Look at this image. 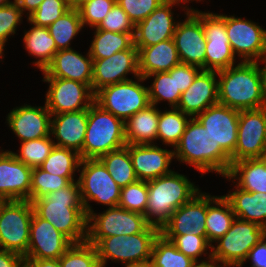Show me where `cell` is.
<instances>
[{"label":"cell","instance_id":"obj_1","mask_svg":"<svg viewBox=\"0 0 266 267\" xmlns=\"http://www.w3.org/2000/svg\"><path fill=\"white\" fill-rule=\"evenodd\" d=\"M30 202L38 217L50 222L72 243L86 241L87 215L82 204L78 181H73L65 188Z\"/></svg>","mask_w":266,"mask_h":267},{"label":"cell","instance_id":"obj_2","mask_svg":"<svg viewBox=\"0 0 266 267\" xmlns=\"http://www.w3.org/2000/svg\"><path fill=\"white\" fill-rule=\"evenodd\" d=\"M259 62H242L217 71L218 101L238 111L266 107Z\"/></svg>","mask_w":266,"mask_h":267},{"label":"cell","instance_id":"obj_3","mask_svg":"<svg viewBox=\"0 0 266 267\" xmlns=\"http://www.w3.org/2000/svg\"><path fill=\"white\" fill-rule=\"evenodd\" d=\"M173 153L178 161L193 166L202 175L214 171L224 177L231 167L230 156L220 145H216L213 138L196 118H191L188 122Z\"/></svg>","mask_w":266,"mask_h":267},{"label":"cell","instance_id":"obj_4","mask_svg":"<svg viewBox=\"0 0 266 267\" xmlns=\"http://www.w3.org/2000/svg\"><path fill=\"white\" fill-rule=\"evenodd\" d=\"M147 186L148 201L144 216L150 225L159 229L177 208L189 202L200 192L186 176L174 171L147 181Z\"/></svg>","mask_w":266,"mask_h":267},{"label":"cell","instance_id":"obj_5","mask_svg":"<svg viewBox=\"0 0 266 267\" xmlns=\"http://www.w3.org/2000/svg\"><path fill=\"white\" fill-rule=\"evenodd\" d=\"M160 229L149 225L143 232L133 235L111 237H87L86 241L96 247L101 267L107 260H115L125 265L149 262L152 246Z\"/></svg>","mask_w":266,"mask_h":267},{"label":"cell","instance_id":"obj_6","mask_svg":"<svg viewBox=\"0 0 266 267\" xmlns=\"http://www.w3.org/2000/svg\"><path fill=\"white\" fill-rule=\"evenodd\" d=\"M127 145L124 121L95 102L88 108V122L81 159H99Z\"/></svg>","mask_w":266,"mask_h":267},{"label":"cell","instance_id":"obj_7","mask_svg":"<svg viewBox=\"0 0 266 267\" xmlns=\"http://www.w3.org/2000/svg\"><path fill=\"white\" fill-rule=\"evenodd\" d=\"M264 236L263 227L236 217L225 235L215 241L217 246L212 245V261L221 267H242L250 250Z\"/></svg>","mask_w":266,"mask_h":267},{"label":"cell","instance_id":"obj_8","mask_svg":"<svg viewBox=\"0 0 266 267\" xmlns=\"http://www.w3.org/2000/svg\"><path fill=\"white\" fill-rule=\"evenodd\" d=\"M79 168L77 181L87 217L93 212L89 200L108 207L118 206L121 188L99 159H82Z\"/></svg>","mask_w":266,"mask_h":267},{"label":"cell","instance_id":"obj_9","mask_svg":"<svg viewBox=\"0 0 266 267\" xmlns=\"http://www.w3.org/2000/svg\"><path fill=\"white\" fill-rule=\"evenodd\" d=\"M146 79H132L108 85L95 93L94 102L124 122L138 111L150 105L148 87L140 84Z\"/></svg>","mask_w":266,"mask_h":267},{"label":"cell","instance_id":"obj_10","mask_svg":"<svg viewBox=\"0 0 266 267\" xmlns=\"http://www.w3.org/2000/svg\"><path fill=\"white\" fill-rule=\"evenodd\" d=\"M33 206L29 200H8L0 208V249L26 257Z\"/></svg>","mask_w":266,"mask_h":267},{"label":"cell","instance_id":"obj_11","mask_svg":"<svg viewBox=\"0 0 266 267\" xmlns=\"http://www.w3.org/2000/svg\"><path fill=\"white\" fill-rule=\"evenodd\" d=\"M186 14H194L202 23L205 36V70L219 71L234 66L235 54L226 33V15L185 8Z\"/></svg>","mask_w":266,"mask_h":267},{"label":"cell","instance_id":"obj_12","mask_svg":"<svg viewBox=\"0 0 266 267\" xmlns=\"http://www.w3.org/2000/svg\"><path fill=\"white\" fill-rule=\"evenodd\" d=\"M150 224L143 214L109 207L101 214L94 211L87 217V237H111L143 232Z\"/></svg>","mask_w":266,"mask_h":267},{"label":"cell","instance_id":"obj_13","mask_svg":"<svg viewBox=\"0 0 266 267\" xmlns=\"http://www.w3.org/2000/svg\"><path fill=\"white\" fill-rule=\"evenodd\" d=\"M226 33L233 53L242 62H258L266 57V30L253 21L226 15Z\"/></svg>","mask_w":266,"mask_h":267},{"label":"cell","instance_id":"obj_14","mask_svg":"<svg viewBox=\"0 0 266 267\" xmlns=\"http://www.w3.org/2000/svg\"><path fill=\"white\" fill-rule=\"evenodd\" d=\"M43 79L50 83L45 104L51 115L86 110L94 103L95 94L87 84L65 78Z\"/></svg>","mask_w":266,"mask_h":267},{"label":"cell","instance_id":"obj_15","mask_svg":"<svg viewBox=\"0 0 266 267\" xmlns=\"http://www.w3.org/2000/svg\"><path fill=\"white\" fill-rule=\"evenodd\" d=\"M266 151V107L241 110L234 162L264 158Z\"/></svg>","mask_w":266,"mask_h":267},{"label":"cell","instance_id":"obj_16","mask_svg":"<svg viewBox=\"0 0 266 267\" xmlns=\"http://www.w3.org/2000/svg\"><path fill=\"white\" fill-rule=\"evenodd\" d=\"M240 111L217 103L209 106L195 118L234 162V151L237 145V132Z\"/></svg>","mask_w":266,"mask_h":267},{"label":"cell","instance_id":"obj_17","mask_svg":"<svg viewBox=\"0 0 266 267\" xmlns=\"http://www.w3.org/2000/svg\"><path fill=\"white\" fill-rule=\"evenodd\" d=\"M128 73L135 75V79L140 76L138 49L134 44L129 49L114 53L110 57L93 60V93L108 85L130 80L126 77Z\"/></svg>","mask_w":266,"mask_h":267},{"label":"cell","instance_id":"obj_18","mask_svg":"<svg viewBox=\"0 0 266 267\" xmlns=\"http://www.w3.org/2000/svg\"><path fill=\"white\" fill-rule=\"evenodd\" d=\"M72 244L50 222L33 213L25 259H59Z\"/></svg>","mask_w":266,"mask_h":267},{"label":"cell","instance_id":"obj_19","mask_svg":"<svg viewBox=\"0 0 266 267\" xmlns=\"http://www.w3.org/2000/svg\"><path fill=\"white\" fill-rule=\"evenodd\" d=\"M207 193H197L189 202L177 208L160 229L162 235L191 233L206 238Z\"/></svg>","mask_w":266,"mask_h":267},{"label":"cell","instance_id":"obj_20","mask_svg":"<svg viewBox=\"0 0 266 267\" xmlns=\"http://www.w3.org/2000/svg\"><path fill=\"white\" fill-rule=\"evenodd\" d=\"M186 17L178 22L173 36L180 62L205 70L206 36L202 23L194 14Z\"/></svg>","mask_w":266,"mask_h":267},{"label":"cell","instance_id":"obj_21","mask_svg":"<svg viewBox=\"0 0 266 267\" xmlns=\"http://www.w3.org/2000/svg\"><path fill=\"white\" fill-rule=\"evenodd\" d=\"M31 167L19 161L12 151L0 152V196L8 200H30Z\"/></svg>","mask_w":266,"mask_h":267},{"label":"cell","instance_id":"obj_22","mask_svg":"<svg viewBox=\"0 0 266 267\" xmlns=\"http://www.w3.org/2000/svg\"><path fill=\"white\" fill-rule=\"evenodd\" d=\"M7 124L21 142L50 136L51 112L45 104L41 106L23 105L8 113Z\"/></svg>","mask_w":266,"mask_h":267},{"label":"cell","instance_id":"obj_23","mask_svg":"<svg viewBox=\"0 0 266 267\" xmlns=\"http://www.w3.org/2000/svg\"><path fill=\"white\" fill-rule=\"evenodd\" d=\"M134 172L138 180L150 181L172 172L170 163L173 150L162 149L155 144H127Z\"/></svg>","mask_w":266,"mask_h":267},{"label":"cell","instance_id":"obj_24","mask_svg":"<svg viewBox=\"0 0 266 267\" xmlns=\"http://www.w3.org/2000/svg\"><path fill=\"white\" fill-rule=\"evenodd\" d=\"M217 71L201 70L192 85L181 93L177 109L195 118L209 106L219 103Z\"/></svg>","mask_w":266,"mask_h":267},{"label":"cell","instance_id":"obj_25","mask_svg":"<svg viewBox=\"0 0 266 267\" xmlns=\"http://www.w3.org/2000/svg\"><path fill=\"white\" fill-rule=\"evenodd\" d=\"M44 78H65L87 84L92 89L93 60L74 49L58 50L43 71Z\"/></svg>","mask_w":266,"mask_h":267},{"label":"cell","instance_id":"obj_26","mask_svg":"<svg viewBox=\"0 0 266 267\" xmlns=\"http://www.w3.org/2000/svg\"><path fill=\"white\" fill-rule=\"evenodd\" d=\"M173 6L161 4L147 18L135 25L134 45L149 47L173 39L178 22L174 21Z\"/></svg>","mask_w":266,"mask_h":267},{"label":"cell","instance_id":"obj_27","mask_svg":"<svg viewBox=\"0 0 266 267\" xmlns=\"http://www.w3.org/2000/svg\"><path fill=\"white\" fill-rule=\"evenodd\" d=\"M87 122L88 109L51 115L50 134L57 139L55 146L80 153L83 148Z\"/></svg>","mask_w":266,"mask_h":267},{"label":"cell","instance_id":"obj_28","mask_svg":"<svg viewBox=\"0 0 266 267\" xmlns=\"http://www.w3.org/2000/svg\"><path fill=\"white\" fill-rule=\"evenodd\" d=\"M138 49L139 75L145 78L152 73L168 72L180 63L174 39Z\"/></svg>","mask_w":266,"mask_h":267},{"label":"cell","instance_id":"obj_29","mask_svg":"<svg viewBox=\"0 0 266 267\" xmlns=\"http://www.w3.org/2000/svg\"><path fill=\"white\" fill-rule=\"evenodd\" d=\"M159 113V109L150 104L128 118L124 122L127 144H154L157 139Z\"/></svg>","mask_w":266,"mask_h":267},{"label":"cell","instance_id":"obj_30","mask_svg":"<svg viewBox=\"0 0 266 267\" xmlns=\"http://www.w3.org/2000/svg\"><path fill=\"white\" fill-rule=\"evenodd\" d=\"M229 193L224 197L230 202L235 216L266 230V193L246 192L238 187Z\"/></svg>","mask_w":266,"mask_h":267},{"label":"cell","instance_id":"obj_31","mask_svg":"<svg viewBox=\"0 0 266 267\" xmlns=\"http://www.w3.org/2000/svg\"><path fill=\"white\" fill-rule=\"evenodd\" d=\"M227 179L237 180V187L246 192L266 193V160L244 159L231 164Z\"/></svg>","mask_w":266,"mask_h":267},{"label":"cell","instance_id":"obj_32","mask_svg":"<svg viewBox=\"0 0 266 267\" xmlns=\"http://www.w3.org/2000/svg\"><path fill=\"white\" fill-rule=\"evenodd\" d=\"M235 218L231 204L224 196L207 194L206 239L211 245L225 235Z\"/></svg>","mask_w":266,"mask_h":267},{"label":"cell","instance_id":"obj_33","mask_svg":"<svg viewBox=\"0 0 266 267\" xmlns=\"http://www.w3.org/2000/svg\"><path fill=\"white\" fill-rule=\"evenodd\" d=\"M30 24L32 28L24 33L25 49L30 55L39 58L33 64L43 72L58 49L48 27L37 26L31 22Z\"/></svg>","mask_w":266,"mask_h":267},{"label":"cell","instance_id":"obj_34","mask_svg":"<svg viewBox=\"0 0 266 267\" xmlns=\"http://www.w3.org/2000/svg\"><path fill=\"white\" fill-rule=\"evenodd\" d=\"M89 48L92 60L104 59L114 53L129 49L134 44L135 33H117L95 29Z\"/></svg>","mask_w":266,"mask_h":267},{"label":"cell","instance_id":"obj_35","mask_svg":"<svg viewBox=\"0 0 266 267\" xmlns=\"http://www.w3.org/2000/svg\"><path fill=\"white\" fill-rule=\"evenodd\" d=\"M99 160L120 188L126 187L128 184L138 180L126 146L110 151L108 154L101 156Z\"/></svg>","mask_w":266,"mask_h":267},{"label":"cell","instance_id":"obj_36","mask_svg":"<svg viewBox=\"0 0 266 267\" xmlns=\"http://www.w3.org/2000/svg\"><path fill=\"white\" fill-rule=\"evenodd\" d=\"M192 117L180 109L172 107L171 110L160 111L158 120L157 140L165 145L175 146L179 143L186 126Z\"/></svg>","mask_w":266,"mask_h":267},{"label":"cell","instance_id":"obj_37","mask_svg":"<svg viewBox=\"0 0 266 267\" xmlns=\"http://www.w3.org/2000/svg\"><path fill=\"white\" fill-rule=\"evenodd\" d=\"M150 262L152 267H191L195 263L160 233L154 240Z\"/></svg>","mask_w":266,"mask_h":267},{"label":"cell","instance_id":"obj_38","mask_svg":"<svg viewBox=\"0 0 266 267\" xmlns=\"http://www.w3.org/2000/svg\"><path fill=\"white\" fill-rule=\"evenodd\" d=\"M83 28L79 11L70 8L48 26L58 50L70 49V42Z\"/></svg>","mask_w":266,"mask_h":267},{"label":"cell","instance_id":"obj_39","mask_svg":"<svg viewBox=\"0 0 266 267\" xmlns=\"http://www.w3.org/2000/svg\"><path fill=\"white\" fill-rule=\"evenodd\" d=\"M80 154L72 149L55 146L39 166L42 170L61 177H74L81 162Z\"/></svg>","mask_w":266,"mask_h":267},{"label":"cell","instance_id":"obj_40","mask_svg":"<svg viewBox=\"0 0 266 267\" xmlns=\"http://www.w3.org/2000/svg\"><path fill=\"white\" fill-rule=\"evenodd\" d=\"M154 77L151 86L148 87L150 104L157 105L161 101H168L170 107H177L181 92L177 90L176 74L169 72L152 73L145 79Z\"/></svg>","mask_w":266,"mask_h":267},{"label":"cell","instance_id":"obj_41","mask_svg":"<svg viewBox=\"0 0 266 267\" xmlns=\"http://www.w3.org/2000/svg\"><path fill=\"white\" fill-rule=\"evenodd\" d=\"M73 181H75L74 177H61L35 167L32 169L29 201L44 198L49 193L65 188Z\"/></svg>","mask_w":266,"mask_h":267},{"label":"cell","instance_id":"obj_42","mask_svg":"<svg viewBox=\"0 0 266 267\" xmlns=\"http://www.w3.org/2000/svg\"><path fill=\"white\" fill-rule=\"evenodd\" d=\"M51 136L21 142L20 154L12 153L25 165L31 168L39 167L55 147V141Z\"/></svg>","mask_w":266,"mask_h":267},{"label":"cell","instance_id":"obj_43","mask_svg":"<svg viewBox=\"0 0 266 267\" xmlns=\"http://www.w3.org/2000/svg\"><path fill=\"white\" fill-rule=\"evenodd\" d=\"M59 260L61 267H101L96 247L87 241L73 243Z\"/></svg>","mask_w":266,"mask_h":267},{"label":"cell","instance_id":"obj_44","mask_svg":"<svg viewBox=\"0 0 266 267\" xmlns=\"http://www.w3.org/2000/svg\"><path fill=\"white\" fill-rule=\"evenodd\" d=\"M148 186L146 181L137 180L121 188L118 206L132 212L145 214L147 207Z\"/></svg>","mask_w":266,"mask_h":267},{"label":"cell","instance_id":"obj_45","mask_svg":"<svg viewBox=\"0 0 266 267\" xmlns=\"http://www.w3.org/2000/svg\"><path fill=\"white\" fill-rule=\"evenodd\" d=\"M170 240L175 247L195 262H199L198 257L208 254L207 249L212 245L204 236L187 233L185 235H163ZM206 252V253H205Z\"/></svg>","mask_w":266,"mask_h":267},{"label":"cell","instance_id":"obj_46","mask_svg":"<svg viewBox=\"0 0 266 267\" xmlns=\"http://www.w3.org/2000/svg\"><path fill=\"white\" fill-rule=\"evenodd\" d=\"M69 9L68 0H44L27 19L34 25L48 27Z\"/></svg>","mask_w":266,"mask_h":267},{"label":"cell","instance_id":"obj_47","mask_svg":"<svg viewBox=\"0 0 266 267\" xmlns=\"http://www.w3.org/2000/svg\"><path fill=\"white\" fill-rule=\"evenodd\" d=\"M115 3L116 0H93L81 6L78 11L83 27L87 24L97 28Z\"/></svg>","mask_w":266,"mask_h":267},{"label":"cell","instance_id":"obj_48","mask_svg":"<svg viewBox=\"0 0 266 267\" xmlns=\"http://www.w3.org/2000/svg\"><path fill=\"white\" fill-rule=\"evenodd\" d=\"M117 33H135V25L116 2L97 28Z\"/></svg>","mask_w":266,"mask_h":267},{"label":"cell","instance_id":"obj_49","mask_svg":"<svg viewBox=\"0 0 266 267\" xmlns=\"http://www.w3.org/2000/svg\"><path fill=\"white\" fill-rule=\"evenodd\" d=\"M23 14L15 1L0 7V44L5 45L9 36L16 33V27L21 23Z\"/></svg>","mask_w":266,"mask_h":267},{"label":"cell","instance_id":"obj_50","mask_svg":"<svg viewBox=\"0 0 266 267\" xmlns=\"http://www.w3.org/2000/svg\"><path fill=\"white\" fill-rule=\"evenodd\" d=\"M116 2L127 13L134 25L147 18L162 4L160 0H116Z\"/></svg>","mask_w":266,"mask_h":267},{"label":"cell","instance_id":"obj_51","mask_svg":"<svg viewBox=\"0 0 266 267\" xmlns=\"http://www.w3.org/2000/svg\"><path fill=\"white\" fill-rule=\"evenodd\" d=\"M201 70L202 69L197 66L180 62L168 72L170 74H176L177 90L182 93L192 85L194 79Z\"/></svg>","mask_w":266,"mask_h":267},{"label":"cell","instance_id":"obj_52","mask_svg":"<svg viewBox=\"0 0 266 267\" xmlns=\"http://www.w3.org/2000/svg\"><path fill=\"white\" fill-rule=\"evenodd\" d=\"M266 236H264L249 252L247 259L252 262L251 267H266Z\"/></svg>","mask_w":266,"mask_h":267},{"label":"cell","instance_id":"obj_53","mask_svg":"<svg viewBox=\"0 0 266 267\" xmlns=\"http://www.w3.org/2000/svg\"><path fill=\"white\" fill-rule=\"evenodd\" d=\"M24 261L23 256L0 249V267H20Z\"/></svg>","mask_w":266,"mask_h":267},{"label":"cell","instance_id":"obj_54","mask_svg":"<svg viewBox=\"0 0 266 267\" xmlns=\"http://www.w3.org/2000/svg\"><path fill=\"white\" fill-rule=\"evenodd\" d=\"M20 7L22 13L26 10L29 11L27 12L29 17L39 6L44 0H14Z\"/></svg>","mask_w":266,"mask_h":267},{"label":"cell","instance_id":"obj_55","mask_svg":"<svg viewBox=\"0 0 266 267\" xmlns=\"http://www.w3.org/2000/svg\"><path fill=\"white\" fill-rule=\"evenodd\" d=\"M32 267H61L59 259H25Z\"/></svg>","mask_w":266,"mask_h":267},{"label":"cell","instance_id":"obj_56","mask_svg":"<svg viewBox=\"0 0 266 267\" xmlns=\"http://www.w3.org/2000/svg\"><path fill=\"white\" fill-rule=\"evenodd\" d=\"M208 261L203 260L201 262H195L191 267H221L218 266L211 258V252L209 253Z\"/></svg>","mask_w":266,"mask_h":267},{"label":"cell","instance_id":"obj_57","mask_svg":"<svg viewBox=\"0 0 266 267\" xmlns=\"http://www.w3.org/2000/svg\"><path fill=\"white\" fill-rule=\"evenodd\" d=\"M93 0H68L70 8L78 10L84 4Z\"/></svg>","mask_w":266,"mask_h":267},{"label":"cell","instance_id":"obj_58","mask_svg":"<svg viewBox=\"0 0 266 267\" xmlns=\"http://www.w3.org/2000/svg\"><path fill=\"white\" fill-rule=\"evenodd\" d=\"M260 62L266 64V57L262 59ZM261 73H262V79H263V92H264V98L266 102V65L265 67L261 68Z\"/></svg>","mask_w":266,"mask_h":267},{"label":"cell","instance_id":"obj_59","mask_svg":"<svg viewBox=\"0 0 266 267\" xmlns=\"http://www.w3.org/2000/svg\"><path fill=\"white\" fill-rule=\"evenodd\" d=\"M162 4H167L171 5L174 7V5H179V3H188L189 1H194V0H160ZM196 1H201V0H196Z\"/></svg>","mask_w":266,"mask_h":267},{"label":"cell","instance_id":"obj_60","mask_svg":"<svg viewBox=\"0 0 266 267\" xmlns=\"http://www.w3.org/2000/svg\"><path fill=\"white\" fill-rule=\"evenodd\" d=\"M125 267H152L151 262H145L140 264H133V265H125Z\"/></svg>","mask_w":266,"mask_h":267},{"label":"cell","instance_id":"obj_61","mask_svg":"<svg viewBox=\"0 0 266 267\" xmlns=\"http://www.w3.org/2000/svg\"><path fill=\"white\" fill-rule=\"evenodd\" d=\"M13 3L12 1L10 0H0V7H4V6H7L9 4Z\"/></svg>","mask_w":266,"mask_h":267},{"label":"cell","instance_id":"obj_62","mask_svg":"<svg viewBox=\"0 0 266 267\" xmlns=\"http://www.w3.org/2000/svg\"><path fill=\"white\" fill-rule=\"evenodd\" d=\"M4 46H5L4 44H0V58H1V59H3V58H2V57H3L2 55L4 54V53H3V51H4Z\"/></svg>","mask_w":266,"mask_h":267},{"label":"cell","instance_id":"obj_63","mask_svg":"<svg viewBox=\"0 0 266 267\" xmlns=\"http://www.w3.org/2000/svg\"><path fill=\"white\" fill-rule=\"evenodd\" d=\"M5 202L6 200L2 196H0V208Z\"/></svg>","mask_w":266,"mask_h":267},{"label":"cell","instance_id":"obj_64","mask_svg":"<svg viewBox=\"0 0 266 267\" xmlns=\"http://www.w3.org/2000/svg\"><path fill=\"white\" fill-rule=\"evenodd\" d=\"M20 267H32L28 262L24 261V263Z\"/></svg>","mask_w":266,"mask_h":267}]
</instances>
